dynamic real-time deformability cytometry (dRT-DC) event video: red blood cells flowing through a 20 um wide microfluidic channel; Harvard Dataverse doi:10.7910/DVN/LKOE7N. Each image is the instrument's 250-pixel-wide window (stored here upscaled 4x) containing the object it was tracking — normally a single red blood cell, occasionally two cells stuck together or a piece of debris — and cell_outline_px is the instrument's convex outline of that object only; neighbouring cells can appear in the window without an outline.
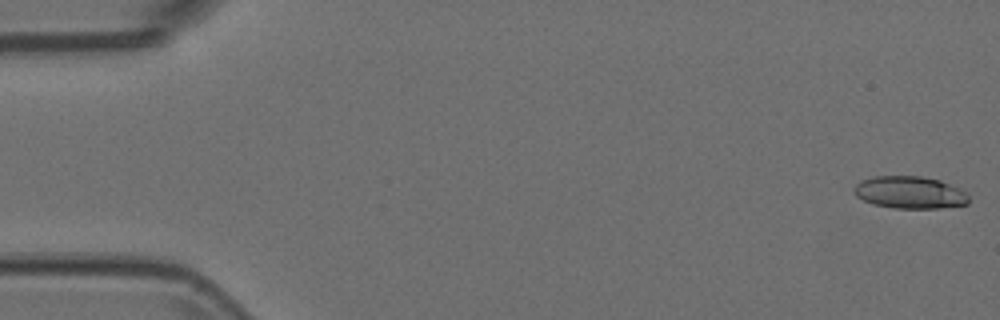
{"species": "Egyptian fruit bat (a non-hibernating species)", "species_latin": "Rousettus aegyptiacus", "temperature_condition": "room temperature", "stored_images_in_passage": 20, "camera_frame_rate_fps": 3000, "um_per_image_px": 0.085, "animal": {"sex": "female"}, "frame": {"image": 1, "passage_image": 1, "time_ms": 0.0, "image_size_px": [1000, 320], "cell_outline_px": [[968, 204], [940, 208], [892, 208], [872, 204], [856, 196], [852, 192], [852, 188], [860, 180], [872, 176], [920, 176], [940, 180], [960, 188], [968, 196]], "centroid_in_image_um": [77.29, 16.35], "position_along_channel_um": 7.7, "area_um2": 21.79}}
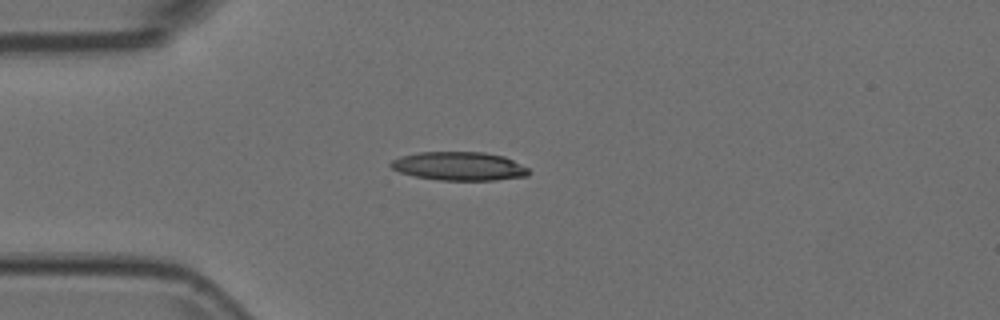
{"frame": {"image": 2, "passage_image": 14, "time_ms": 4.333, "image_size_px": [1000, 320], "cell_outline_px": [[528, 176], [496, 180], [440, 180], [416, 176], [400, 172], [392, 168], [388, 164], [392, 160], [400, 156], [420, 152], [484, 152], [504, 156], [528, 168]], "centroid_in_image_um": [39.02, 14.12], "position_along_channel_um": 46.0, "area_um2": 22.89}}
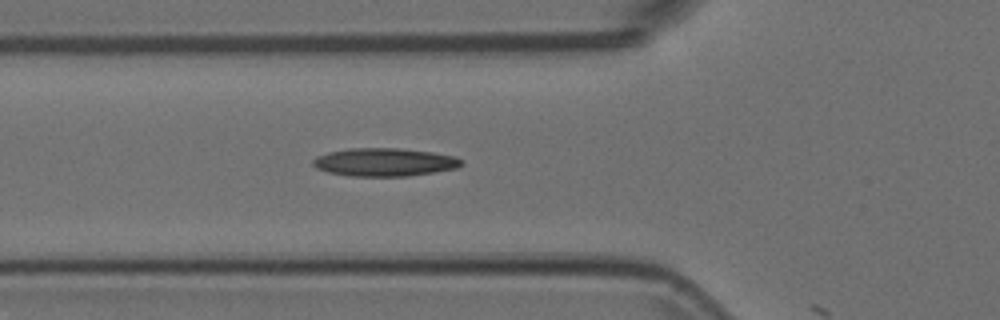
{"frame": {"image": 3, "passage_image": 19, "time_ms": 6.0, "image_size_px": [1000, 320], "cell_outline_px": [[464, 164], [456, 168], [408, 176], [348, 176], [328, 172], [316, 168], [312, 164], [312, 160], [316, 156], [328, 152], [348, 148], [400, 148], [432, 152], [456, 156], [464, 160]], "centroid_in_image_um": [32.68, 13.78], "position_along_channel_um": 93.1, "area_um2": 24.51}}